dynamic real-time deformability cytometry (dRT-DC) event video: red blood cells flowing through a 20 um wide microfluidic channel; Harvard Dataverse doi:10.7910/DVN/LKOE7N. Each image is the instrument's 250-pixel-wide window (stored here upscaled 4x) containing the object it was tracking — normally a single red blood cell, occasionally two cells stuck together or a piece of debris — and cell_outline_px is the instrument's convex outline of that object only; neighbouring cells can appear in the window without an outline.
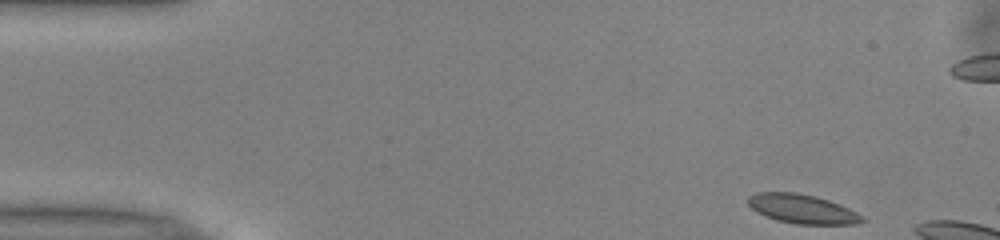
{"species": "common noctule bat (a hibernating species)", "species_latin": "Nyctalus noctula", "temperature_condition": "warm", "stored_images_in_passage": 12, "camera_frame_rate_fps": 3000, "um_per_image_px": 0.085, "animal": {"sex": "male", "body_mass_g": 13.0, "forearm_length_mm": 53.1}, "frame": {"image": 1, "passage_image": 1, "time_ms": 0.0, "image_size_px": [1000, 240], "cell_outline_px": [[868, 220], [856, 224], [796, 224], [776, 220], [756, 212], [748, 204], [748, 196], [760, 192], [796, 192], [816, 196], [840, 204], [864, 216]], "centroid_in_image_um": [68.22, 17.76], "position_along_channel_um": 16.8, "area_um2": 19.48}}